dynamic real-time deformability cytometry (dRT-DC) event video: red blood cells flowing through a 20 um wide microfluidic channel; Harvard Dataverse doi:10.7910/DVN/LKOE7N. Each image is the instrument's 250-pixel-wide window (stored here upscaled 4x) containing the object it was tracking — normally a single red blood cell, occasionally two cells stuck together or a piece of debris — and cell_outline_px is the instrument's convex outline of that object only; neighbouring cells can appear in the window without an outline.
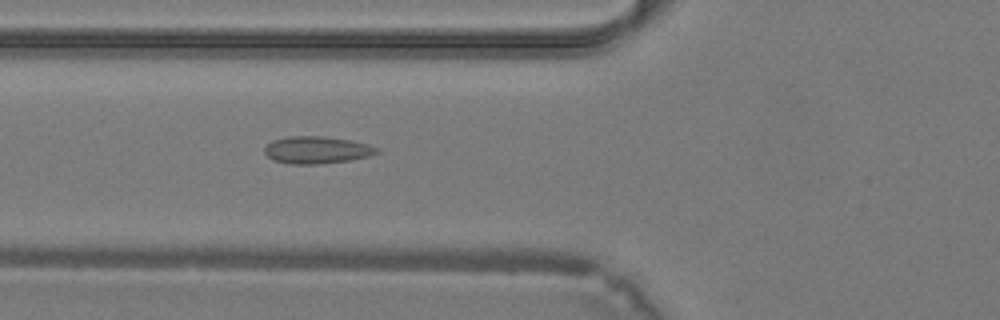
{"species": "common noctule bat (a hibernating species)", "species_latin": "Nyctalus noctula", "temperature_condition": "warm", "stored_images_in_passage": 33, "camera_frame_rate_fps": 3000, "um_per_image_px": 0.085, "animal": {"sex": "male", "body_mass_g": 19.2, "forearm_length_mm": 51.8}, "frame": {"image": 1, "passage_image": 9, "time_ms": 2.667, "image_size_px": [1000, 320], "cell_outline_px": [[380, 152], [368, 156], [348, 160], [316, 164], [292, 164], [272, 160], [264, 152], [264, 148], [272, 140], [288, 136], [324, 136], [352, 140], [368, 144], [380, 148]], "centroid_in_image_um": [26.93, 12.73], "position_along_channel_um": 98.9, "area_um2": 17.86}}
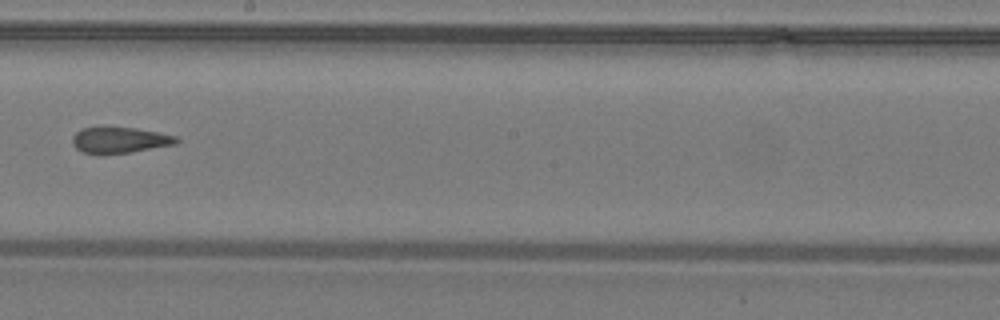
{"frame": {"image": 2, "passage_image": 17, "time_ms": 5.333, "image_size_px": [1000, 320], "cell_outline_px": [[180, 140], [176, 144], [128, 152], [100, 156], [96, 156], [84, 152], [76, 148], [72, 144], [72, 136], [76, 132], [84, 128], [136, 128], [176, 136]], "centroid_in_image_um": [10.13, 11.94], "position_along_channel_um": 238.1, "area_um2": 15.72}}
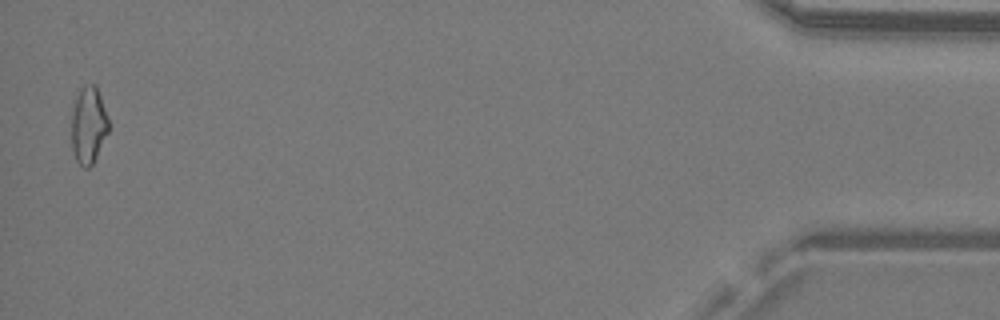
{"frame": {"image": 3, "passage_image": 33, "time_ms": 10.667, "image_size_px": [1000, 320], "cell_outline_px": [[108, 132], [92, 164], [88, 168], [84, 168], [76, 160], [72, 148], [72, 108], [76, 96], [84, 84], [96, 84], [108, 116]], "centroid_in_image_um": [7.52, 10.6], "position_along_channel_um": 427.7, "area_um2": 16.59}}